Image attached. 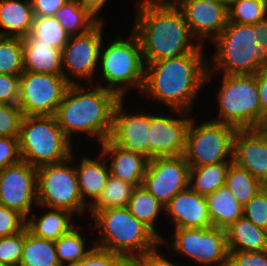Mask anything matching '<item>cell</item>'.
Here are the masks:
<instances>
[{"label":"cell","mask_w":267,"mask_h":266,"mask_svg":"<svg viewBox=\"0 0 267 266\" xmlns=\"http://www.w3.org/2000/svg\"><path fill=\"white\" fill-rule=\"evenodd\" d=\"M204 55L200 45L190 54L145 64L142 92L170 109L190 112L198 92L215 74Z\"/></svg>","instance_id":"obj_1"},{"label":"cell","mask_w":267,"mask_h":266,"mask_svg":"<svg viewBox=\"0 0 267 266\" xmlns=\"http://www.w3.org/2000/svg\"><path fill=\"white\" fill-rule=\"evenodd\" d=\"M132 30L137 34L144 63L194 52L195 39L181 9L174 2L138 3Z\"/></svg>","instance_id":"obj_2"},{"label":"cell","mask_w":267,"mask_h":266,"mask_svg":"<svg viewBox=\"0 0 267 266\" xmlns=\"http://www.w3.org/2000/svg\"><path fill=\"white\" fill-rule=\"evenodd\" d=\"M81 83L70 84L55 117L58 125L72 141V134L86 133L96 137L97 143L110 138L113 128V113L121 99L115 92L102 86Z\"/></svg>","instance_id":"obj_3"},{"label":"cell","mask_w":267,"mask_h":266,"mask_svg":"<svg viewBox=\"0 0 267 266\" xmlns=\"http://www.w3.org/2000/svg\"><path fill=\"white\" fill-rule=\"evenodd\" d=\"M101 234L95 246L124 256L132 262L160 246L161 240L128 207L107 208L92 215Z\"/></svg>","instance_id":"obj_4"},{"label":"cell","mask_w":267,"mask_h":266,"mask_svg":"<svg viewBox=\"0 0 267 266\" xmlns=\"http://www.w3.org/2000/svg\"><path fill=\"white\" fill-rule=\"evenodd\" d=\"M213 42L214 71L223 70L225 75L256 74L267 66V50L258 44L254 24L228 22Z\"/></svg>","instance_id":"obj_5"},{"label":"cell","mask_w":267,"mask_h":266,"mask_svg":"<svg viewBox=\"0 0 267 266\" xmlns=\"http://www.w3.org/2000/svg\"><path fill=\"white\" fill-rule=\"evenodd\" d=\"M18 143L21 160L35 168L63 162L73 154L72 141L58 125L55 115L24 116Z\"/></svg>","instance_id":"obj_6"},{"label":"cell","mask_w":267,"mask_h":266,"mask_svg":"<svg viewBox=\"0 0 267 266\" xmlns=\"http://www.w3.org/2000/svg\"><path fill=\"white\" fill-rule=\"evenodd\" d=\"M102 48L101 46L99 67L102 81L106 85H97L115 92L120 98L125 97L128 87L142 91L145 63L137 34L132 30L129 39H122L118 35L106 48Z\"/></svg>","instance_id":"obj_7"},{"label":"cell","mask_w":267,"mask_h":266,"mask_svg":"<svg viewBox=\"0 0 267 266\" xmlns=\"http://www.w3.org/2000/svg\"><path fill=\"white\" fill-rule=\"evenodd\" d=\"M217 93L219 115L213 121L232 125L238 130L258 129L262 122L257 73L222 75Z\"/></svg>","instance_id":"obj_8"},{"label":"cell","mask_w":267,"mask_h":266,"mask_svg":"<svg viewBox=\"0 0 267 266\" xmlns=\"http://www.w3.org/2000/svg\"><path fill=\"white\" fill-rule=\"evenodd\" d=\"M73 158L37 168L38 208L65 209L78 215L88 212L79 191L75 165H69Z\"/></svg>","instance_id":"obj_9"},{"label":"cell","mask_w":267,"mask_h":266,"mask_svg":"<svg viewBox=\"0 0 267 266\" xmlns=\"http://www.w3.org/2000/svg\"><path fill=\"white\" fill-rule=\"evenodd\" d=\"M192 118L184 157L190 168L233 162V143L238 129L212 119L200 125Z\"/></svg>","instance_id":"obj_10"},{"label":"cell","mask_w":267,"mask_h":266,"mask_svg":"<svg viewBox=\"0 0 267 266\" xmlns=\"http://www.w3.org/2000/svg\"><path fill=\"white\" fill-rule=\"evenodd\" d=\"M69 86L63 75L23 72L18 106L24 116L55 115Z\"/></svg>","instance_id":"obj_11"},{"label":"cell","mask_w":267,"mask_h":266,"mask_svg":"<svg viewBox=\"0 0 267 266\" xmlns=\"http://www.w3.org/2000/svg\"><path fill=\"white\" fill-rule=\"evenodd\" d=\"M170 245L173 252L186 255L203 266H223L228 263L226 231L217 227L177 228Z\"/></svg>","instance_id":"obj_12"},{"label":"cell","mask_w":267,"mask_h":266,"mask_svg":"<svg viewBox=\"0 0 267 266\" xmlns=\"http://www.w3.org/2000/svg\"><path fill=\"white\" fill-rule=\"evenodd\" d=\"M103 23L99 21L91 30L81 35L69 37L67 44L62 49L63 76L70 84H77L66 74L87 80L92 84L94 72L99 64L100 49L103 46Z\"/></svg>","instance_id":"obj_13"},{"label":"cell","mask_w":267,"mask_h":266,"mask_svg":"<svg viewBox=\"0 0 267 266\" xmlns=\"http://www.w3.org/2000/svg\"><path fill=\"white\" fill-rule=\"evenodd\" d=\"M190 166L184 155L148 160L143 186L166 206L179 192L189 188Z\"/></svg>","instance_id":"obj_14"},{"label":"cell","mask_w":267,"mask_h":266,"mask_svg":"<svg viewBox=\"0 0 267 266\" xmlns=\"http://www.w3.org/2000/svg\"><path fill=\"white\" fill-rule=\"evenodd\" d=\"M0 204L28 218L32 205H38L37 168L20 160L1 170Z\"/></svg>","instance_id":"obj_15"},{"label":"cell","mask_w":267,"mask_h":266,"mask_svg":"<svg viewBox=\"0 0 267 266\" xmlns=\"http://www.w3.org/2000/svg\"><path fill=\"white\" fill-rule=\"evenodd\" d=\"M170 110L179 117L150 114L148 160L184 155L192 118L188 117L189 112Z\"/></svg>","instance_id":"obj_16"},{"label":"cell","mask_w":267,"mask_h":266,"mask_svg":"<svg viewBox=\"0 0 267 266\" xmlns=\"http://www.w3.org/2000/svg\"><path fill=\"white\" fill-rule=\"evenodd\" d=\"M184 14L192 36L203 45L207 38L213 41L228 24V7L212 0H175Z\"/></svg>","instance_id":"obj_17"},{"label":"cell","mask_w":267,"mask_h":266,"mask_svg":"<svg viewBox=\"0 0 267 266\" xmlns=\"http://www.w3.org/2000/svg\"><path fill=\"white\" fill-rule=\"evenodd\" d=\"M124 99L121 98L115 106L109 139L122 149L141 154L148 159L150 114L126 113Z\"/></svg>","instance_id":"obj_18"},{"label":"cell","mask_w":267,"mask_h":266,"mask_svg":"<svg viewBox=\"0 0 267 266\" xmlns=\"http://www.w3.org/2000/svg\"><path fill=\"white\" fill-rule=\"evenodd\" d=\"M233 163L260 182L267 178V138L258 129L238 130L233 143Z\"/></svg>","instance_id":"obj_19"},{"label":"cell","mask_w":267,"mask_h":266,"mask_svg":"<svg viewBox=\"0 0 267 266\" xmlns=\"http://www.w3.org/2000/svg\"><path fill=\"white\" fill-rule=\"evenodd\" d=\"M165 211L171 215L174 228H210L206 196L190 188L177 193L165 206Z\"/></svg>","instance_id":"obj_20"},{"label":"cell","mask_w":267,"mask_h":266,"mask_svg":"<svg viewBox=\"0 0 267 266\" xmlns=\"http://www.w3.org/2000/svg\"><path fill=\"white\" fill-rule=\"evenodd\" d=\"M101 145L100 152L109 162L110 175L135 187L143 184L148 159L141 154L127 151L106 139Z\"/></svg>","instance_id":"obj_21"},{"label":"cell","mask_w":267,"mask_h":266,"mask_svg":"<svg viewBox=\"0 0 267 266\" xmlns=\"http://www.w3.org/2000/svg\"><path fill=\"white\" fill-rule=\"evenodd\" d=\"M24 72L63 75L62 50L36 37L23 38Z\"/></svg>","instance_id":"obj_22"},{"label":"cell","mask_w":267,"mask_h":266,"mask_svg":"<svg viewBox=\"0 0 267 266\" xmlns=\"http://www.w3.org/2000/svg\"><path fill=\"white\" fill-rule=\"evenodd\" d=\"M99 156L100 157H96L95 160L82 156L83 158L80 160V165L77 164L75 166L79 191L83 202L88 205V207L101 195L110 176L109 165H107L108 162L101 152Z\"/></svg>","instance_id":"obj_23"},{"label":"cell","mask_w":267,"mask_h":266,"mask_svg":"<svg viewBox=\"0 0 267 266\" xmlns=\"http://www.w3.org/2000/svg\"><path fill=\"white\" fill-rule=\"evenodd\" d=\"M34 20L30 0H0V36L26 38Z\"/></svg>","instance_id":"obj_24"},{"label":"cell","mask_w":267,"mask_h":266,"mask_svg":"<svg viewBox=\"0 0 267 266\" xmlns=\"http://www.w3.org/2000/svg\"><path fill=\"white\" fill-rule=\"evenodd\" d=\"M48 212L40 217L36 214L29 215L26 218V227L34 236L56 241L62 235L68 233L74 226L73 214L65 209L44 207ZM38 218V219H37Z\"/></svg>","instance_id":"obj_25"},{"label":"cell","mask_w":267,"mask_h":266,"mask_svg":"<svg viewBox=\"0 0 267 266\" xmlns=\"http://www.w3.org/2000/svg\"><path fill=\"white\" fill-rule=\"evenodd\" d=\"M225 231L228 251L267 250V231L257 227L244 216L232 223Z\"/></svg>","instance_id":"obj_26"},{"label":"cell","mask_w":267,"mask_h":266,"mask_svg":"<svg viewBox=\"0 0 267 266\" xmlns=\"http://www.w3.org/2000/svg\"><path fill=\"white\" fill-rule=\"evenodd\" d=\"M206 200L213 227L225 230L243 217V205L236 200L226 185L206 195Z\"/></svg>","instance_id":"obj_27"},{"label":"cell","mask_w":267,"mask_h":266,"mask_svg":"<svg viewBox=\"0 0 267 266\" xmlns=\"http://www.w3.org/2000/svg\"><path fill=\"white\" fill-rule=\"evenodd\" d=\"M127 207L132 215L146 225L161 240V246L168 245V241L155 228L156 219L161 210L165 211V206L150 194L143 185L133 190Z\"/></svg>","instance_id":"obj_28"},{"label":"cell","mask_w":267,"mask_h":266,"mask_svg":"<svg viewBox=\"0 0 267 266\" xmlns=\"http://www.w3.org/2000/svg\"><path fill=\"white\" fill-rule=\"evenodd\" d=\"M18 266H61L55 242L36 237L25 227V244Z\"/></svg>","instance_id":"obj_29"},{"label":"cell","mask_w":267,"mask_h":266,"mask_svg":"<svg viewBox=\"0 0 267 266\" xmlns=\"http://www.w3.org/2000/svg\"><path fill=\"white\" fill-rule=\"evenodd\" d=\"M233 162H221L190 168L189 188L201 195H208L225 185L226 176Z\"/></svg>","instance_id":"obj_30"},{"label":"cell","mask_w":267,"mask_h":266,"mask_svg":"<svg viewBox=\"0 0 267 266\" xmlns=\"http://www.w3.org/2000/svg\"><path fill=\"white\" fill-rule=\"evenodd\" d=\"M55 17L70 36L86 33L99 22L77 0L65 3Z\"/></svg>","instance_id":"obj_31"},{"label":"cell","mask_w":267,"mask_h":266,"mask_svg":"<svg viewBox=\"0 0 267 266\" xmlns=\"http://www.w3.org/2000/svg\"><path fill=\"white\" fill-rule=\"evenodd\" d=\"M135 188L130 183L110 175L101 195L88 208L89 212L93 215L107 208L127 207Z\"/></svg>","instance_id":"obj_32"},{"label":"cell","mask_w":267,"mask_h":266,"mask_svg":"<svg viewBox=\"0 0 267 266\" xmlns=\"http://www.w3.org/2000/svg\"><path fill=\"white\" fill-rule=\"evenodd\" d=\"M78 227H73L68 233L62 235L55 242V249L58 260L61 265L78 264L82 261L95 247L86 249L83 234Z\"/></svg>","instance_id":"obj_33"},{"label":"cell","mask_w":267,"mask_h":266,"mask_svg":"<svg viewBox=\"0 0 267 266\" xmlns=\"http://www.w3.org/2000/svg\"><path fill=\"white\" fill-rule=\"evenodd\" d=\"M225 185L243 206L261 190L260 181L234 163L228 169Z\"/></svg>","instance_id":"obj_34"},{"label":"cell","mask_w":267,"mask_h":266,"mask_svg":"<svg viewBox=\"0 0 267 266\" xmlns=\"http://www.w3.org/2000/svg\"><path fill=\"white\" fill-rule=\"evenodd\" d=\"M23 72V39L0 36V74L20 76Z\"/></svg>","instance_id":"obj_35"},{"label":"cell","mask_w":267,"mask_h":266,"mask_svg":"<svg viewBox=\"0 0 267 266\" xmlns=\"http://www.w3.org/2000/svg\"><path fill=\"white\" fill-rule=\"evenodd\" d=\"M27 37H36L53 48L62 50L70 35L64 30L55 16L34 17L33 26Z\"/></svg>","instance_id":"obj_36"},{"label":"cell","mask_w":267,"mask_h":266,"mask_svg":"<svg viewBox=\"0 0 267 266\" xmlns=\"http://www.w3.org/2000/svg\"><path fill=\"white\" fill-rule=\"evenodd\" d=\"M266 17V0H233L228 6V22L253 25Z\"/></svg>","instance_id":"obj_37"},{"label":"cell","mask_w":267,"mask_h":266,"mask_svg":"<svg viewBox=\"0 0 267 266\" xmlns=\"http://www.w3.org/2000/svg\"><path fill=\"white\" fill-rule=\"evenodd\" d=\"M25 244V228L13 235L0 237V263L18 266Z\"/></svg>","instance_id":"obj_38"},{"label":"cell","mask_w":267,"mask_h":266,"mask_svg":"<svg viewBox=\"0 0 267 266\" xmlns=\"http://www.w3.org/2000/svg\"><path fill=\"white\" fill-rule=\"evenodd\" d=\"M23 117L18 104L0 103V137H18Z\"/></svg>","instance_id":"obj_39"},{"label":"cell","mask_w":267,"mask_h":266,"mask_svg":"<svg viewBox=\"0 0 267 266\" xmlns=\"http://www.w3.org/2000/svg\"><path fill=\"white\" fill-rule=\"evenodd\" d=\"M243 216L267 231V194L261 190L243 206Z\"/></svg>","instance_id":"obj_40"},{"label":"cell","mask_w":267,"mask_h":266,"mask_svg":"<svg viewBox=\"0 0 267 266\" xmlns=\"http://www.w3.org/2000/svg\"><path fill=\"white\" fill-rule=\"evenodd\" d=\"M129 261L122 255L95 246L78 266H125Z\"/></svg>","instance_id":"obj_41"},{"label":"cell","mask_w":267,"mask_h":266,"mask_svg":"<svg viewBox=\"0 0 267 266\" xmlns=\"http://www.w3.org/2000/svg\"><path fill=\"white\" fill-rule=\"evenodd\" d=\"M26 227V218L19 212L0 204V237L10 236Z\"/></svg>","instance_id":"obj_42"},{"label":"cell","mask_w":267,"mask_h":266,"mask_svg":"<svg viewBox=\"0 0 267 266\" xmlns=\"http://www.w3.org/2000/svg\"><path fill=\"white\" fill-rule=\"evenodd\" d=\"M228 263L231 266H267V250L229 251Z\"/></svg>","instance_id":"obj_43"},{"label":"cell","mask_w":267,"mask_h":266,"mask_svg":"<svg viewBox=\"0 0 267 266\" xmlns=\"http://www.w3.org/2000/svg\"><path fill=\"white\" fill-rule=\"evenodd\" d=\"M20 160L18 137H0V171Z\"/></svg>","instance_id":"obj_44"},{"label":"cell","mask_w":267,"mask_h":266,"mask_svg":"<svg viewBox=\"0 0 267 266\" xmlns=\"http://www.w3.org/2000/svg\"><path fill=\"white\" fill-rule=\"evenodd\" d=\"M20 76L0 74V103L18 104Z\"/></svg>","instance_id":"obj_45"},{"label":"cell","mask_w":267,"mask_h":266,"mask_svg":"<svg viewBox=\"0 0 267 266\" xmlns=\"http://www.w3.org/2000/svg\"><path fill=\"white\" fill-rule=\"evenodd\" d=\"M69 0H30L34 17L55 16L59 8H61Z\"/></svg>","instance_id":"obj_46"},{"label":"cell","mask_w":267,"mask_h":266,"mask_svg":"<svg viewBox=\"0 0 267 266\" xmlns=\"http://www.w3.org/2000/svg\"><path fill=\"white\" fill-rule=\"evenodd\" d=\"M159 247L146 252L144 255L137 257L132 262L136 266H180L172 261H168L158 250Z\"/></svg>","instance_id":"obj_47"},{"label":"cell","mask_w":267,"mask_h":266,"mask_svg":"<svg viewBox=\"0 0 267 266\" xmlns=\"http://www.w3.org/2000/svg\"><path fill=\"white\" fill-rule=\"evenodd\" d=\"M259 99L262 110V120L267 113V66L257 72Z\"/></svg>","instance_id":"obj_48"},{"label":"cell","mask_w":267,"mask_h":266,"mask_svg":"<svg viewBox=\"0 0 267 266\" xmlns=\"http://www.w3.org/2000/svg\"><path fill=\"white\" fill-rule=\"evenodd\" d=\"M77 2L98 21L103 22V20L98 15L101 12L107 0H77Z\"/></svg>","instance_id":"obj_49"},{"label":"cell","mask_w":267,"mask_h":266,"mask_svg":"<svg viewBox=\"0 0 267 266\" xmlns=\"http://www.w3.org/2000/svg\"><path fill=\"white\" fill-rule=\"evenodd\" d=\"M256 36L259 37V45L267 50V17L254 24Z\"/></svg>","instance_id":"obj_50"},{"label":"cell","mask_w":267,"mask_h":266,"mask_svg":"<svg viewBox=\"0 0 267 266\" xmlns=\"http://www.w3.org/2000/svg\"><path fill=\"white\" fill-rule=\"evenodd\" d=\"M260 188H261V191H262L264 194H267V178L263 179V180L260 182Z\"/></svg>","instance_id":"obj_51"},{"label":"cell","mask_w":267,"mask_h":266,"mask_svg":"<svg viewBox=\"0 0 267 266\" xmlns=\"http://www.w3.org/2000/svg\"><path fill=\"white\" fill-rule=\"evenodd\" d=\"M175 0H140L138 3H145V2H174Z\"/></svg>","instance_id":"obj_52"},{"label":"cell","mask_w":267,"mask_h":266,"mask_svg":"<svg viewBox=\"0 0 267 266\" xmlns=\"http://www.w3.org/2000/svg\"><path fill=\"white\" fill-rule=\"evenodd\" d=\"M212 1L223 3L224 5L228 7L232 3L233 0H212Z\"/></svg>","instance_id":"obj_53"},{"label":"cell","mask_w":267,"mask_h":266,"mask_svg":"<svg viewBox=\"0 0 267 266\" xmlns=\"http://www.w3.org/2000/svg\"><path fill=\"white\" fill-rule=\"evenodd\" d=\"M259 127H267V113L264 115V118Z\"/></svg>","instance_id":"obj_54"},{"label":"cell","mask_w":267,"mask_h":266,"mask_svg":"<svg viewBox=\"0 0 267 266\" xmlns=\"http://www.w3.org/2000/svg\"><path fill=\"white\" fill-rule=\"evenodd\" d=\"M258 130L261 131L267 138V127H258Z\"/></svg>","instance_id":"obj_55"},{"label":"cell","mask_w":267,"mask_h":266,"mask_svg":"<svg viewBox=\"0 0 267 266\" xmlns=\"http://www.w3.org/2000/svg\"><path fill=\"white\" fill-rule=\"evenodd\" d=\"M125 266H136L133 262H128Z\"/></svg>","instance_id":"obj_56"},{"label":"cell","mask_w":267,"mask_h":266,"mask_svg":"<svg viewBox=\"0 0 267 266\" xmlns=\"http://www.w3.org/2000/svg\"><path fill=\"white\" fill-rule=\"evenodd\" d=\"M61 266H78L77 264H65V265H61Z\"/></svg>","instance_id":"obj_57"},{"label":"cell","mask_w":267,"mask_h":266,"mask_svg":"<svg viewBox=\"0 0 267 266\" xmlns=\"http://www.w3.org/2000/svg\"><path fill=\"white\" fill-rule=\"evenodd\" d=\"M223 266H231L229 263H226L225 265H223Z\"/></svg>","instance_id":"obj_58"}]
</instances>
